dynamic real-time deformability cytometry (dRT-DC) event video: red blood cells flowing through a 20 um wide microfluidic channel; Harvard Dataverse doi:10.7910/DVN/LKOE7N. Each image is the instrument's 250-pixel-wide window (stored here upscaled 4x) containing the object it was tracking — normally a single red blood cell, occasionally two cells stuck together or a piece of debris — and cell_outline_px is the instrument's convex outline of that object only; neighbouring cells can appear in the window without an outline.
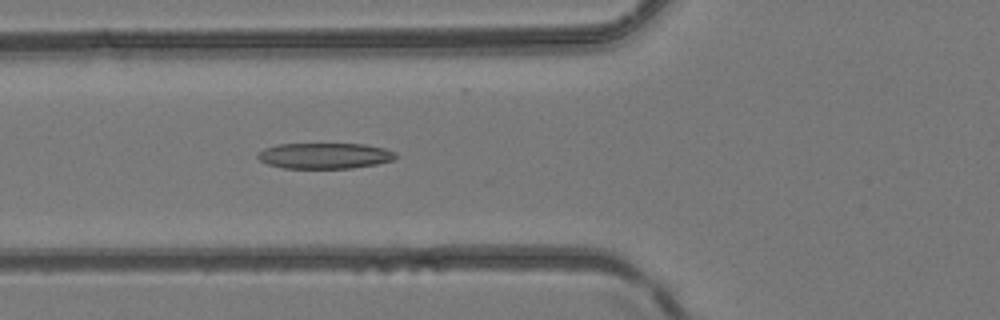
{"species": "common noctule bat (a hibernating species)", "species_latin": "Nyctalus noctula", "temperature_condition": "room temperature", "stored_images_in_passage": 13, "camera_frame_rate_fps": 3000, "um_per_image_px": 0.085, "animal": {"sex": "female", "body_mass_g": 24.6, "forearm_length_mm": 56.2}, "frame": {"image": 1, "passage_image": 10, "time_ms": 3.0, "image_size_px": [1000, 320], "cell_outline_px": [[396, 156], [392, 160], [376, 164], [352, 168], [284, 168], [268, 164], [260, 160], [256, 156], [264, 148], [276, 144], [364, 144], [384, 148], [396, 152]], "centroid_in_image_um": [27.59, 13.23], "position_along_channel_um": 98.2, "area_um2": 20.63}}